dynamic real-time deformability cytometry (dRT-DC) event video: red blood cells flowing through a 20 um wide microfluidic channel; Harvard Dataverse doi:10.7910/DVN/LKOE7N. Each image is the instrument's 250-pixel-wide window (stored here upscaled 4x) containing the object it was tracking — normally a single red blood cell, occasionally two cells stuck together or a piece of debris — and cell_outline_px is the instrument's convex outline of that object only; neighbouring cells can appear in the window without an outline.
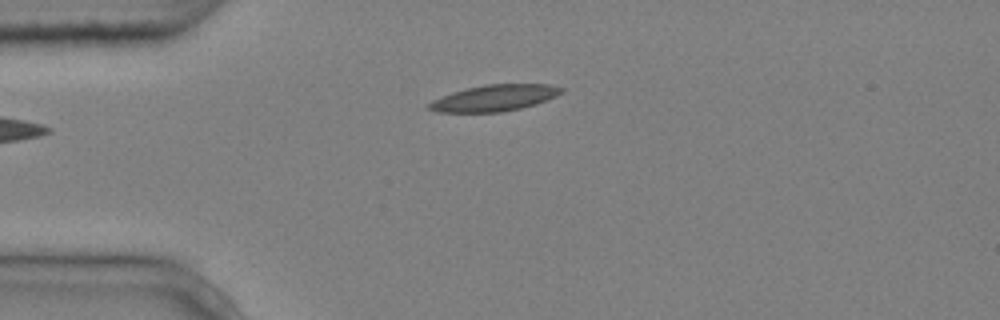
{"species": "common noctule bat (a hibernating species)", "species_latin": "Nyctalus noctula", "temperature_condition": "cold", "stored_images_in_passage": 4, "camera_frame_rate_fps": 3000, "um_per_image_px": 0.085, "animal": {"sex": "male", "body_mass_g": 20.4}, "frame": {"image": 1, "passage_image": 4, "time_ms": 1.0, "image_size_px": [1000, 320], "cell_outline_px": [[564, 92], [548, 100], [536, 104], [520, 108], [500, 112], [440, 112], [428, 108], [428, 104], [432, 100], [452, 92], [484, 84], [548, 84], [564, 88]], "centroid_in_image_um": [42.06, 8.32], "position_along_channel_um": 42.9, "area_um2": 20.23}}